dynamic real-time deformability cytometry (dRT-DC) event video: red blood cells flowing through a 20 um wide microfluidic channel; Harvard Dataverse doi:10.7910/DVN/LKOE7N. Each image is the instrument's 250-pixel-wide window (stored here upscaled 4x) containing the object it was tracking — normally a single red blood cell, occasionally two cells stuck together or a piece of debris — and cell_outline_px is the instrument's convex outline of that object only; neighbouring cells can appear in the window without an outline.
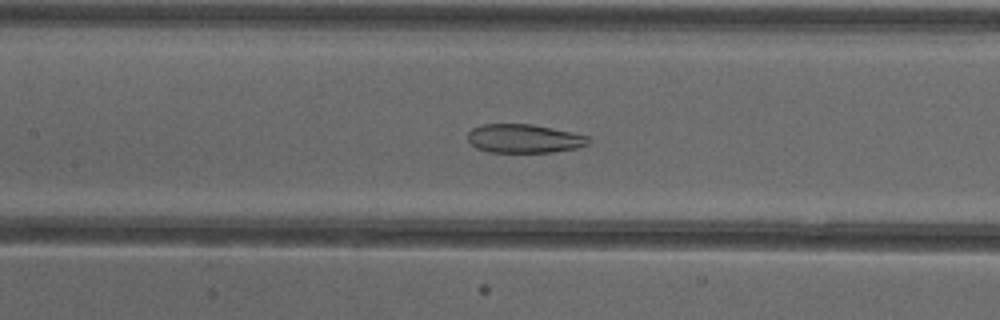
{"species": "common noctule bat (a hibernating species)", "species_latin": "Nyctalus noctula", "temperature_condition": "cold", "stored_images_in_passage": 53, "camera_frame_rate_fps": 3000, "um_per_image_px": 0.085, "animal": {"sex": "female"}, "frame": {"image": 1, "passage_image": 25, "time_ms": 8.0, "image_size_px": [1000, 320], "cell_outline_px": [[592, 140], [588, 144], [576, 148], [552, 152], [488, 152], [476, 148], [468, 140], [468, 132], [472, 128], [484, 124], [532, 124], [552, 128], [588, 136]], "centroid_in_image_um": [44.54, 11.78], "position_along_channel_um": 162.9, "area_um2": 20.17}}
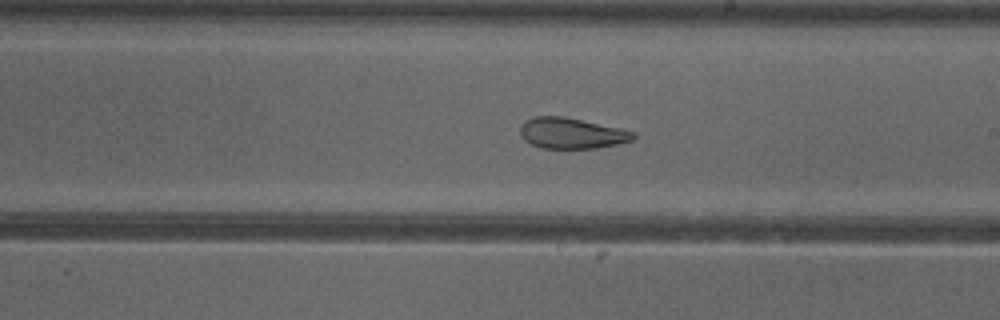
{"frame": {"image": 2, "passage_image": 31, "time_ms": 10.0, "image_size_px": [1000, 320], "cell_outline_px": [[636, 136], [632, 140], [616, 144], [596, 148], [544, 148], [532, 144], [524, 140], [520, 136], [520, 124], [524, 120], [532, 116], [564, 116], [620, 128], [636, 132]], "centroid_in_image_um": [48.55, 11.31], "position_along_channel_um": 240.5, "area_um2": 20.4}}
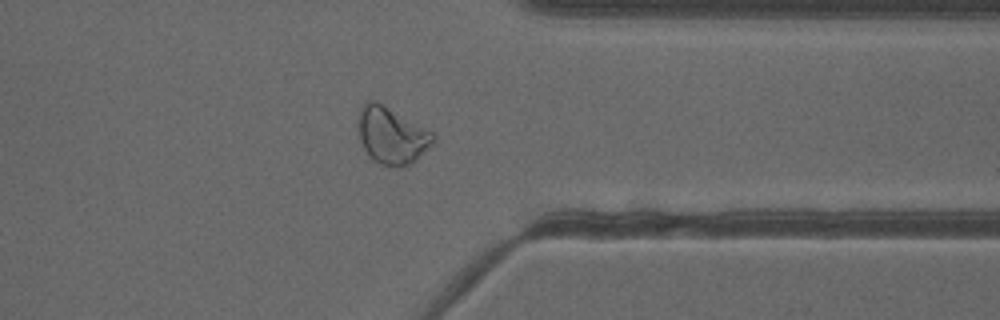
{"frame": {"image": 3, "passage_image": 42, "time_ms": 13.667, "image_size_px": [1000, 320], "cell_outline_px": [[436, 144], [412, 164], [404, 168], [396, 168], [380, 164], [372, 160], [364, 148], [360, 140], [356, 128], [360, 108], [368, 100], [376, 100], [432, 132], [436, 136]], "centroid_in_image_um": [33.31, 11.56], "position_along_channel_um": 378.1, "area_um2": 25.49}, "authors_computed_cell_mechanics": {"area_um2": 26.299, "velocity_mm_per_s": 3.8901, "shape_relaxation_time_tau1_ms": null, "shape_relaxation_time_tau2_ms": 1.4061, "deformation_change_tau1": null, "deformation_change_tau2": 0.0689}}